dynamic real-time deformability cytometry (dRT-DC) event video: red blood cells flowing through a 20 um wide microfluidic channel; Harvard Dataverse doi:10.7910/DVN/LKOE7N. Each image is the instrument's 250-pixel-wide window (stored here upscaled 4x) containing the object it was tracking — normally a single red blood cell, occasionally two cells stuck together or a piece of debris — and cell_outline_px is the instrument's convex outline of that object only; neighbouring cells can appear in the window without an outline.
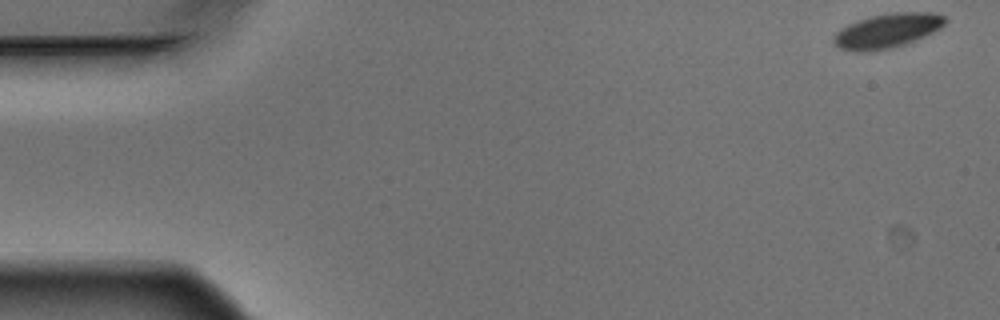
{"species": "Egyptian fruit bat (a non-hibernating species)", "species_latin": "Rousettus aegyptiacus", "temperature_condition": "warm", "stored_images_in_passage": 8, "camera_frame_rate_fps": 3000, "um_per_image_px": 0.085, "animal": {"sex": "male"}, "frame": {"image": 1, "passage_image": 1, "time_ms": 0.0, "image_size_px": [1000, 320], "cell_outline_px": [[948, 20], [940, 28], [916, 40], [904, 44], [888, 48], [860, 52], [856, 52], [840, 48], [832, 40], [832, 36], [840, 28], [856, 20], [872, 16], [892, 12], [932, 12], [944, 16]], "centroid_in_image_um": [75.39, 2.59], "position_along_channel_um": 9.6, "area_um2": 22.25}}
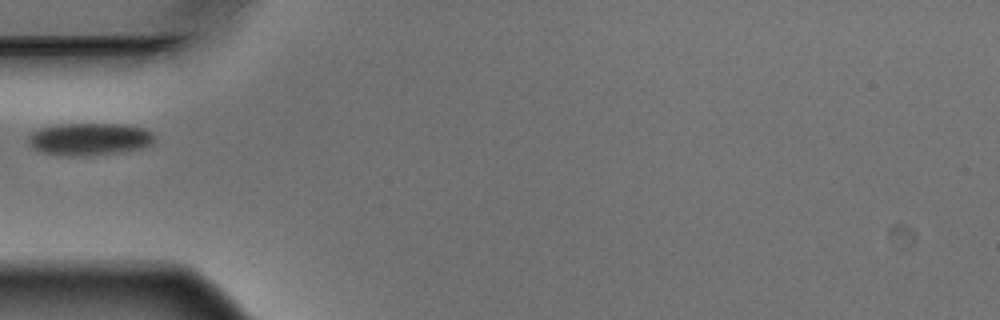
{"frame": {"image": 2, "passage_image": 5, "time_ms": 1.333, "image_size_px": [1000, 320], "cell_outline_px": [[156, 136], [152, 144], [140, 148], [116, 152], [72, 156], [68, 156], [44, 152], [28, 144], [28, 136], [32, 132], [40, 128], [56, 124], [120, 124], [144, 128], [152, 132]], "centroid_in_image_um": [7.61, 11.8], "position_along_channel_um": 77.4, "area_um2": 23.47}}
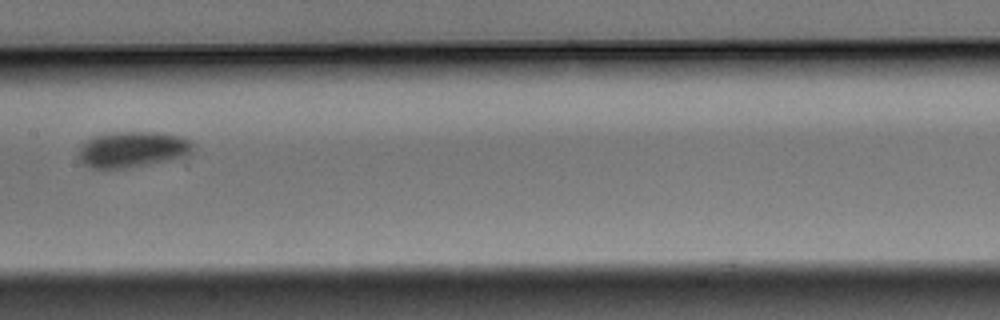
{"frame": {"image": 3, "passage_image": 8, "time_ms": 2.333, "image_size_px": [1000, 320], "cell_outline_px": [[196, 148], [192, 156], [172, 160], [128, 168], [88, 168], [80, 160], [80, 144], [84, 140], [92, 136], [104, 132], [160, 132], [180, 136], [188, 140]], "centroid_in_image_um": [11.3, 12.69], "position_along_channel_um": 196.1, "area_um2": 24.62}}